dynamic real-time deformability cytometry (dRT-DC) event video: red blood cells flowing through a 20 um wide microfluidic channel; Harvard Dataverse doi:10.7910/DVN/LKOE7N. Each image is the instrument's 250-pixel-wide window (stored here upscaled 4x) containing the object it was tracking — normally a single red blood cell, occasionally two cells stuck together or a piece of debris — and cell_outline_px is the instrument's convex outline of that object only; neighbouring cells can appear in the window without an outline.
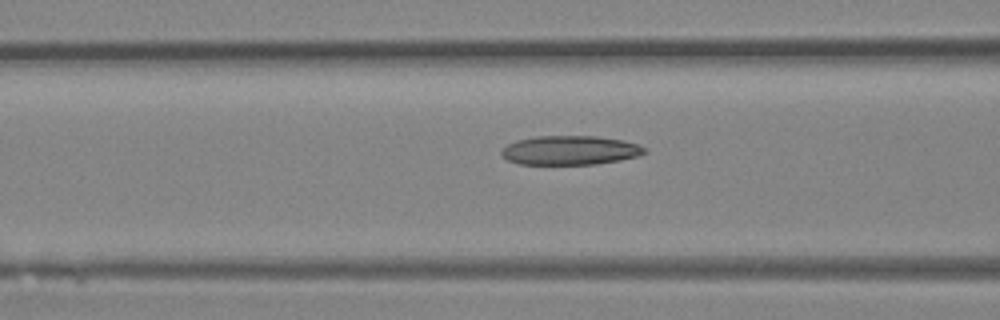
{"species": "Egyptian fruit bat (a non-hibernating species)", "species_latin": "Rousettus aegyptiacus", "temperature_condition": "room temperature", "stored_images_in_passage": 37, "camera_frame_rate_fps": 3000, "um_per_image_px": 0.085, "animal": {"sex": "female"}, "frame": {"image": 1, "passage_image": 13, "time_ms": 4.0, "image_size_px": [1000, 320], "cell_outline_px": [[648, 152], [640, 156], [620, 160], [596, 164], [520, 164], [508, 160], [500, 152], [508, 144], [516, 140], [536, 136], [596, 136], [624, 140], [640, 144], [648, 148]], "centroid_in_image_um": [48.54, 12.77], "position_along_channel_um": 118.1, "area_um2": 24.51}}
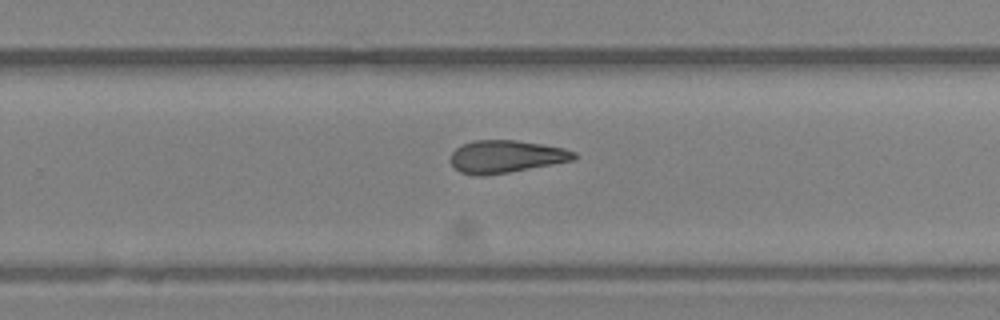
{"frame": {"image": 2, "passage_image": 23, "time_ms": 7.333, "image_size_px": [1000, 320], "cell_outline_px": [[576, 160], [508, 172], [484, 176], [476, 176], [460, 172], [452, 164], [452, 152], [460, 144], [472, 140], [516, 140], [564, 148], [576, 152]], "centroid_in_image_um": [43.01, 13.3], "position_along_channel_um": 286.8, "area_um2": 23.41}}
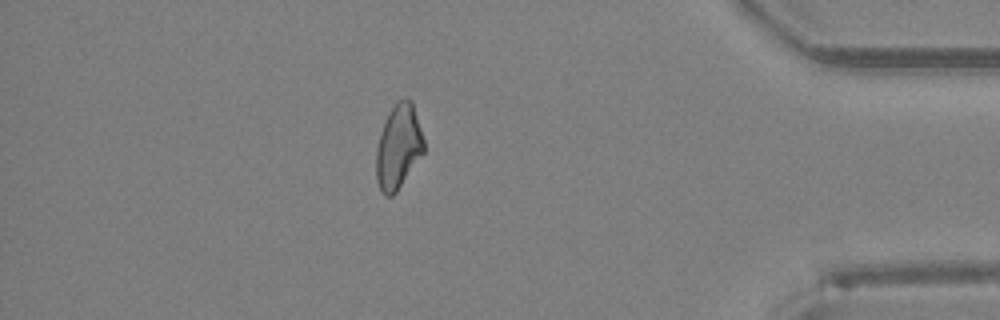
{"frame": {"image": 3, "passage_image": 32, "time_ms": 10.333, "image_size_px": [1000, 320], "cell_outline_px": [[424, 152], [396, 192], [392, 196], [384, 196], [376, 180], [376, 148], [380, 132], [388, 112], [396, 100], [412, 100], [424, 140]], "centroid_in_image_um": [33.85, 12.47], "position_along_channel_um": 401.4, "area_um2": 23.41}}